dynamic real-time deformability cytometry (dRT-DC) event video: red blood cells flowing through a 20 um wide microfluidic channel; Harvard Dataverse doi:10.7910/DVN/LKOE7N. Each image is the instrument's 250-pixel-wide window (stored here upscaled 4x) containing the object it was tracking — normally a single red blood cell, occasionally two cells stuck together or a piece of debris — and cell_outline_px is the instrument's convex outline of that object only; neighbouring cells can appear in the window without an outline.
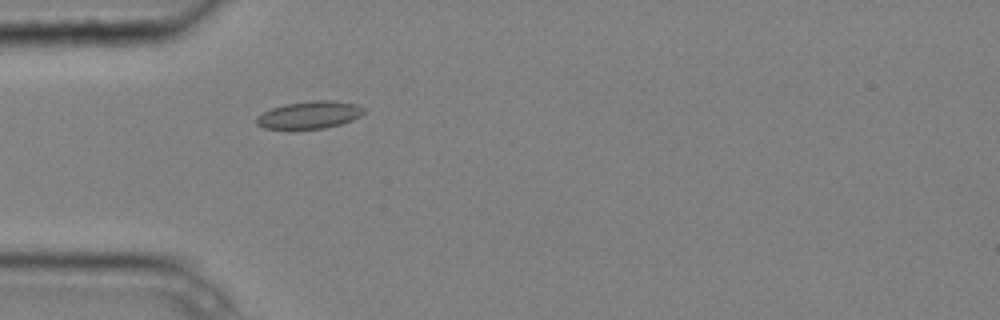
{"species": "common noctule bat (a hibernating species)", "species_latin": "Nyctalus noctula", "temperature_condition": "cold", "stored_images_in_passage": 4, "camera_frame_rate_fps": 3000, "um_per_image_px": 0.085, "animal": {"sex": "male", "body_mass_g": 20.4}, "frame": {"image": 1, "passage_image": 4, "time_ms": 1.0, "image_size_px": [1000, 320], "cell_outline_px": [[364, 112], [360, 116], [352, 120], [340, 124], [324, 128], [264, 128], [256, 124], [256, 116], [272, 108], [284, 104], [312, 100], [336, 100], [356, 104], [364, 108]], "centroid_in_image_um": [26.32, 9.74], "position_along_channel_um": 58.7, "area_um2": 17.05}}